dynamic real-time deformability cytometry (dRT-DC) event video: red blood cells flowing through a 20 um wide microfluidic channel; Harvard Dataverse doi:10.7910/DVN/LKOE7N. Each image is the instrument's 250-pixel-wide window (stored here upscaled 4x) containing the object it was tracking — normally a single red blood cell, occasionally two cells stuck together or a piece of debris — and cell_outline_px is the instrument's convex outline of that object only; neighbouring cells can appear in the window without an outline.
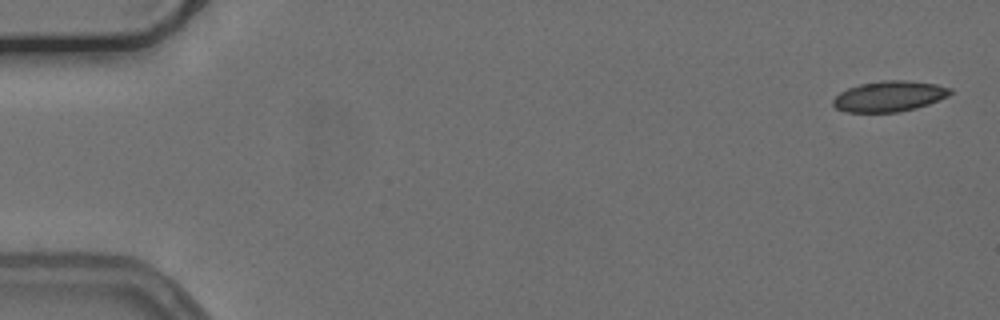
{"species": "common noctule bat (a hibernating species)", "species_latin": "Nyctalus noctula", "temperature_condition": "cold", "stored_images_in_passage": 45, "camera_frame_rate_fps": 3000, "um_per_image_px": 0.085, "animal": {"sex": "female", "body_mass_g": 24.6, "forearm_length_mm": 56.2}, "frame": {"image": 1, "passage_image": 1, "time_ms": 0.0, "image_size_px": [1000, 320], "cell_outline_px": [[952, 92], [948, 96], [928, 104], [916, 108], [896, 112], [848, 112], [836, 108], [832, 104], [832, 100], [840, 92], [848, 88], [860, 84], [880, 80], [908, 80], [936, 84], [952, 88]], "centroid_in_image_um": [75.59, 8.17], "position_along_channel_um": 9.4, "area_um2": 20.92}}
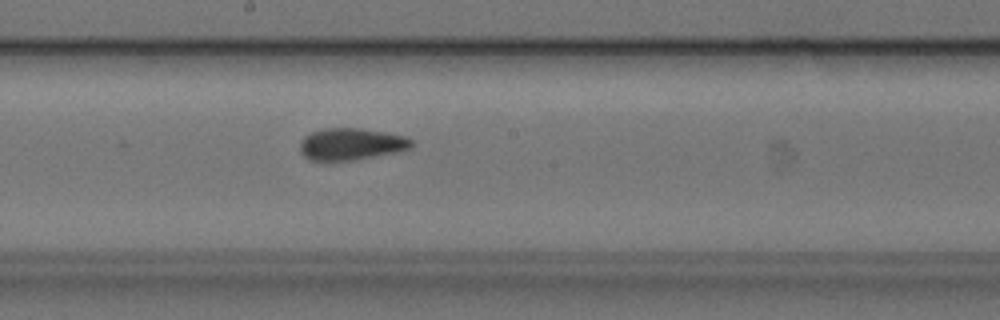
{"frame": {"image": 2, "passage_image": 29, "time_ms": 9.333, "image_size_px": [1000, 320], "cell_outline_px": [[412, 148], [396, 152], [352, 160], [308, 160], [300, 152], [300, 140], [304, 136], [312, 132], [324, 128], [360, 128], [384, 132], [404, 136], [412, 140]], "centroid_in_image_um": [29.82, 12.24], "position_along_channel_um": 218.4, "area_um2": 20.63}}
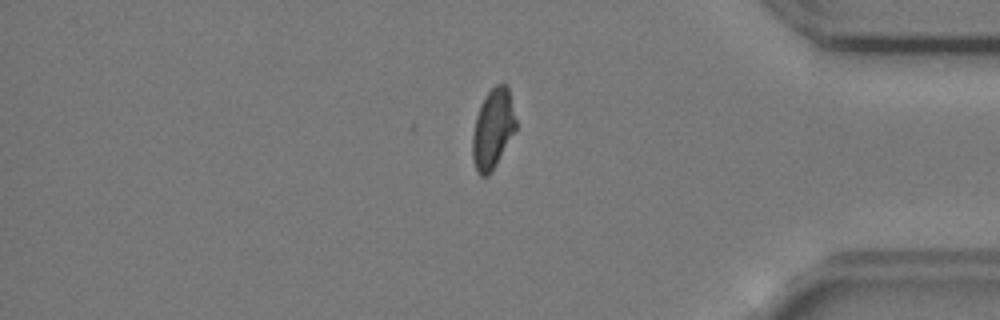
{"frame": {"image": 3, "passage_image": 45, "time_ms": 14.667, "image_size_px": [1000, 320], "cell_outline_px": [[516, 128], [496, 164], [488, 176], [480, 176], [476, 172], [472, 156], [472, 136], [476, 116], [480, 104], [488, 92], [496, 84], [508, 84], [516, 120]], "centroid_in_image_um": [41.88, 10.94], "position_along_channel_um": 393.3, "area_um2": 20.11}, "authors_computed_cell_mechanics": {"area_um2": 21.097, "velocity_mm_per_s": 3.7686, "shape_relaxation_time_tau1_ms": null, "shape_relaxation_time_tau2_ms": 1.9428, "deformation_change_tau1": null, "deformation_change_tau2": 0.067}}